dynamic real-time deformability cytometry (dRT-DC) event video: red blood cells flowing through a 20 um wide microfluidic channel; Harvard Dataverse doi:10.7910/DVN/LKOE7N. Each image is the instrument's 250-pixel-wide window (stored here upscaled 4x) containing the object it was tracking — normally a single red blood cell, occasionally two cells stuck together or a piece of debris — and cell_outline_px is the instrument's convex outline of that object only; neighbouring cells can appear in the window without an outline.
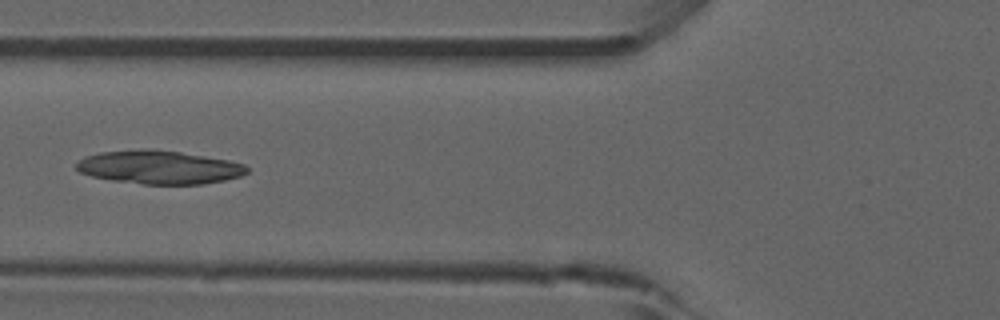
{"species": "common noctule bat (a hibernating species)", "species_latin": "Nyctalus noctula", "temperature_condition": "room temperature", "stored_images_in_passage": 14, "camera_frame_rate_fps": 3000, "um_per_image_px": 0.085, "animal": {"sex": "male", "forearm_length_mm": 52.5}, "frame": {"image": 1, "passage_image": 10, "time_ms": 3.0, "image_size_px": [1000, 320], "cell_outline_px": [[248, 172], [240, 176], [224, 180], [204, 184], [144, 184], [112, 180], [92, 176], [80, 172], [76, 168], [76, 164], [84, 156], [100, 152], [144, 148], [152, 148], [180, 152], [228, 160], [244, 164], [248, 168]], "centroid_in_image_um": [13.51, 14.21], "position_along_channel_um": 112.3, "area_um2": 33.23}}